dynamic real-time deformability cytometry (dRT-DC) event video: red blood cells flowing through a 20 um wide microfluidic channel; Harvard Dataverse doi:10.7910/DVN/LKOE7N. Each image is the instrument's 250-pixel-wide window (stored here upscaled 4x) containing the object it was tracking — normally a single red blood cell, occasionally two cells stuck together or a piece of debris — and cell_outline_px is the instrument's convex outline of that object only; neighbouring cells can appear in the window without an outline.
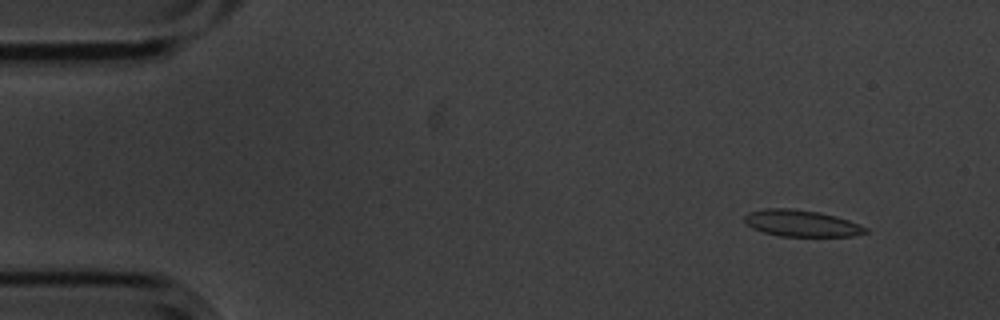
{"species": "common noctule bat (a hibernating species)", "species_latin": "Nyctalus noctula", "temperature_condition": "cold", "stored_images_in_passage": 14, "camera_frame_rate_fps": 3000, "um_per_image_px": 0.085, "animal": {"sex": "male", "body_mass_g": 20.1, "forearm_length_mm": 53.5}, "frame": {"image": 1, "passage_image": 5, "time_ms": 1.333, "image_size_px": [1000, 320], "cell_outline_px": [[868, 232], [852, 236], [780, 236], [764, 232], [752, 228], [744, 220], [744, 216], [748, 212], [764, 208], [792, 208], [816, 212], [836, 216], [848, 220], [868, 228]], "centroid_in_image_um": [68.1, 18.97], "position_along_channel_um": 16.9, "area_um2": 18.61}}